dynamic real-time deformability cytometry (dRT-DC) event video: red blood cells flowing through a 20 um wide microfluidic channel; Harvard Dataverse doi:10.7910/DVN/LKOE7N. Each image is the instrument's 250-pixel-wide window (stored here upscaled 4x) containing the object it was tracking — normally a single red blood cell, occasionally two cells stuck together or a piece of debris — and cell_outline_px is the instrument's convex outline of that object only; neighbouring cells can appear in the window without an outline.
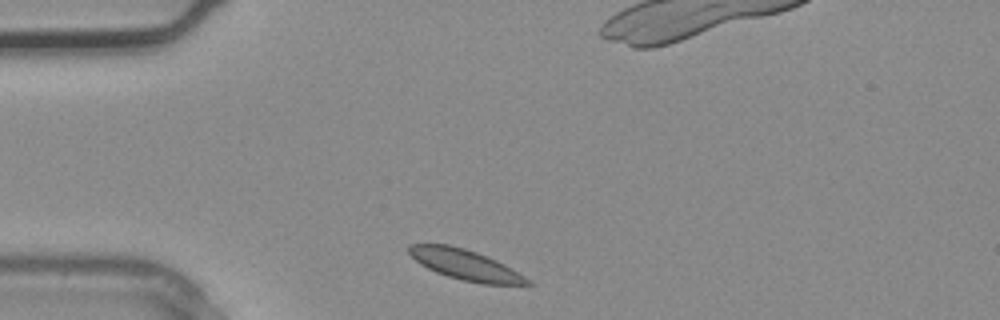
{"species": "common noctule bat (a hibernating species)", "species_latin": "Nyctalus noctula", "temperature_condition": "warm", "stored_images_in_passage": 3, "camera_frame_rate_fps": 3000, "um_per_image_px": 0.085, "animal": {"sex": "male", "body_mass_g": 20.4}, "frame": {"image": 1, "passage_image": 1, "time_ms": 0.0, "image_size_px": [1000, 320], "cell_outline_px": [[532, 288], [484, 284], [460, 280], [436, 272], [420, 264], [408, 252], [408, 244], [448, 244], [464, 248], [488, 256], [512, 268], [524, 276], [532, 284]], "centroid_in_image_um": [39.66, 22.55], "position_along_channel_um": 45.3, "area_um2": 21.44}}